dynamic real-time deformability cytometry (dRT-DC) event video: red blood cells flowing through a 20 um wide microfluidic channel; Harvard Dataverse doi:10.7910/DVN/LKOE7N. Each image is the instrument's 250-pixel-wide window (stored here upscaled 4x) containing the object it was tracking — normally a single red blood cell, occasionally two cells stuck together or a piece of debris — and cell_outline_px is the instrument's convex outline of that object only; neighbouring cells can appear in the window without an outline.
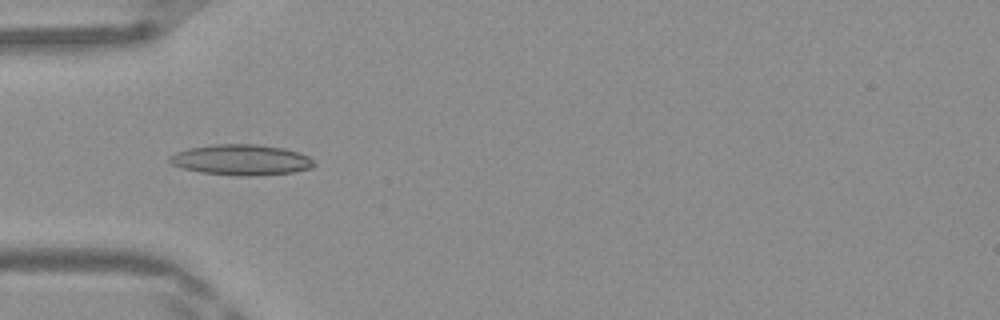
{"species": "Egyptian fruit bat (a non-hibernating species)", "species_latin": "Rousettus aegyptiacus", "temperature_condition": "warm", "stored_images_in_passage": 39, "camera_frame_rate_fps": 3000, "um_per_image_px": 0.085, "frame": {"image": 1, "passage_image": 6, "time_ms": 1.667, "image_size_px": [1000, 320], "cell_outline_px": [[316, 164], [312, 168], [292, 172], [256, 176], [236, 176], [200, 172], [184, 168], [172, 164], [168, 160], [168, 156], [176, 152], [188, 148], [216, 144], [256, 144], [284, 148], [300, 152], [308, 156]], "centroid_in_image_um": [20.51, 13.59], "position_along_channel_um": 64.5, "area_um2": 25.95}}
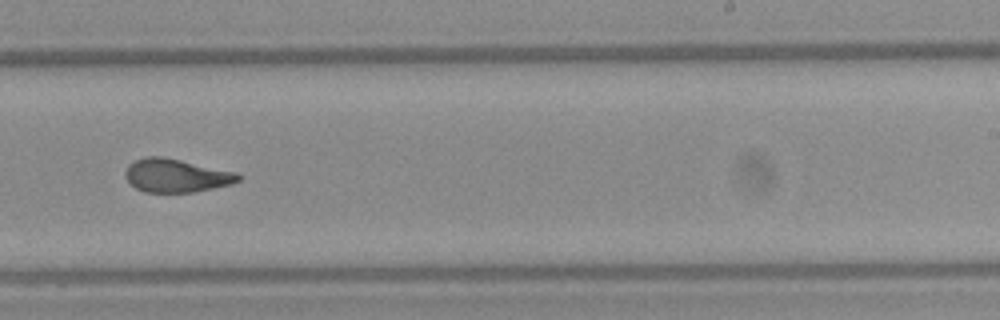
{"frame": {"image": 2, "passage_image": 21, "time_ms": 6.667, "image_size_px": [1000, 320], "cell_outline_px": [[240, 180], [232, 184], [192, 192], [144, 192], [136, 188], [124, 176], [124, 172], [128, 164], [144, 156], [160, 156], [180, 160], [236, 172], [240, 176]], "centroid_in_image_um": [14.94, 14.92], "position_along_channel_um": 274.1, "area_um2": 21.79}}
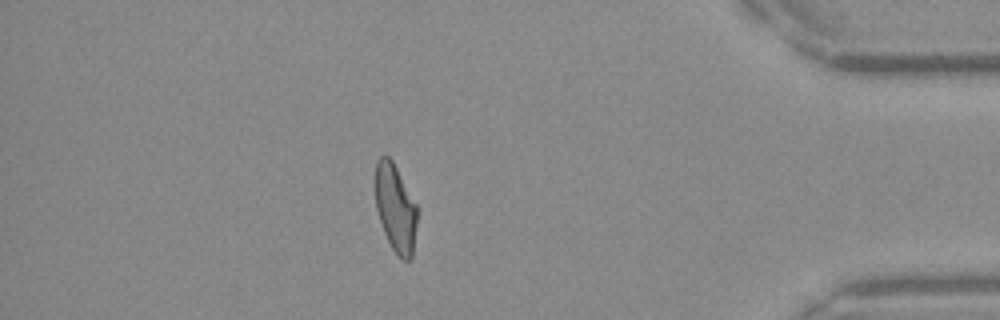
{"frame": {"image": 3, "passage_image": 33, "time_ms": 10.667, "image_size_px": [1000, 320], "cell_outline_px": [[416, 224], [412, 260], [404, 260], [392, 248], [384, 232], [376, 208], [376, 160], [380, 156], [388, 156], [392, 160], [416, 204]], "centroid_in_image_um": [33.61, 17.69], "position_along_channel_um": 401.6, "area_um2": 20.92}, "authors_computed_cell_mechanics": {"area_um2": 22.3108, "velocity_mm_per_s": 4.1988, "shape_relaxation_time_tau1_ms": 6.245, "shape_relaxation_time_tau2_ms": 1.6163, "deformation_change_tau1": 0.2127, "deformation_change_tau2": 0.0897}}